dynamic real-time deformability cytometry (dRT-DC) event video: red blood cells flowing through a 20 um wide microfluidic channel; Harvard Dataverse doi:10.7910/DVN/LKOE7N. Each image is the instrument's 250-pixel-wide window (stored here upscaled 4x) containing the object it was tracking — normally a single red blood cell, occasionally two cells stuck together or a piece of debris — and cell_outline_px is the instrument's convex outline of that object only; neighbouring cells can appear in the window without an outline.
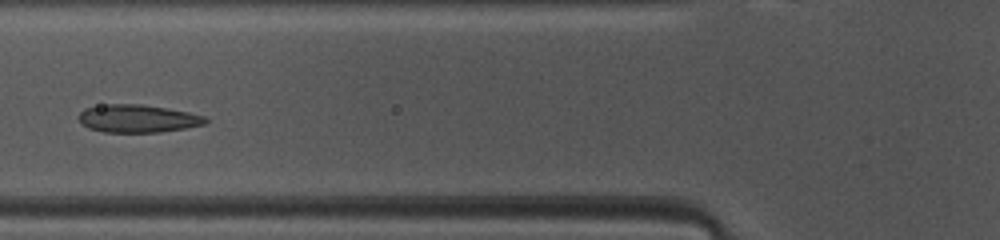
{"species": "common noctule bat (a hibernating species)", "species_latin": "Nyctalus noctula", "temperature_condition": "warm", "stored_images_in_passage": 38, "camera_frame_rate_fps": 3000, "um_per_image_px": 0.085, "animal": {"sex": "female", "body_mass_g": 10.0, "forearm_length_mm": 53.1}, "frame": {"image": 1, "passage_image": 7, "time_ms": 2.0, "image_size_px": [1000, 240], "cell_outline_px": [[208, 120], [204, 124], [184, 128], [160, 132], [104, 132], [88, 128], [80, 120], [80, 112], [84, 108], [108, 104], [140, 104], [168, 108], [188, 112], [204, 116]], "centroid_in_image_um": [11.71, 10.07], "position_along_channel_um": 114.1, "area_um2": 20.35}}
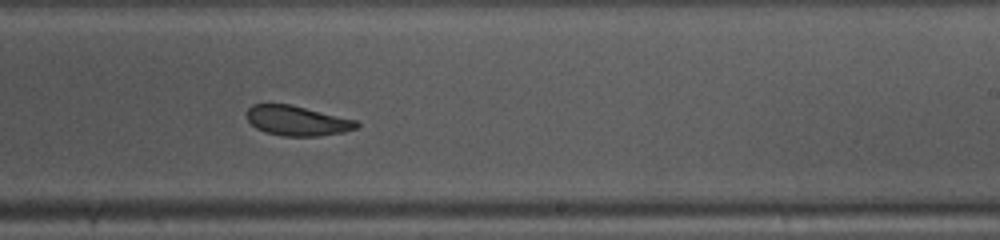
{"frame": {"image": 2, "passage_image": 18, "time_ms": 5.667, "image_size_px": [1000, 240], "cell_outline_px": [[360, 124], [356, 128], [344, 132], [320, 136], [284, 136], [264, 132], [256, 128], [248, 120], [248, 108], [252, 104], [288, 104], [356, 120]], "centroid_in_image_um": [25.26, 10.27], "position_along_channel_um": 263.7, "area_um2": 18.9}}
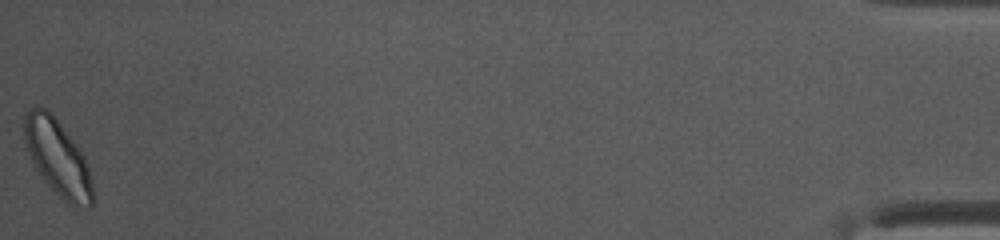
{"frame": {"image": 3, "passage_image": 38, "time_ms": 12.333, "image_size_px": [1000, 240], "cell_outline_px": [[92, 204], [88, 208], [68, 204], [44, 180], [36, 168], [24, 144], [24, 112], [28, 108], [36, 104], [48, 108], [52, 112], [80, 148], [88, 164], [92, 184]], "centroid_in_image_um": [4.88, 13.31], "position_along_channel_um": 430.3, "area_um2": 30.58}, "authors_computed_cell_mechanics": {"area_um2": 20.3745, "velocity_mm_per_s": 4.0827, "shape_relaxation_time_tau1_ms": 2.9196, "shape_relaxation_time_tau2_ms": 3.3012, "deformation_change_tau1": 0.1257, "deformation_change_tau2": 0.0802}}